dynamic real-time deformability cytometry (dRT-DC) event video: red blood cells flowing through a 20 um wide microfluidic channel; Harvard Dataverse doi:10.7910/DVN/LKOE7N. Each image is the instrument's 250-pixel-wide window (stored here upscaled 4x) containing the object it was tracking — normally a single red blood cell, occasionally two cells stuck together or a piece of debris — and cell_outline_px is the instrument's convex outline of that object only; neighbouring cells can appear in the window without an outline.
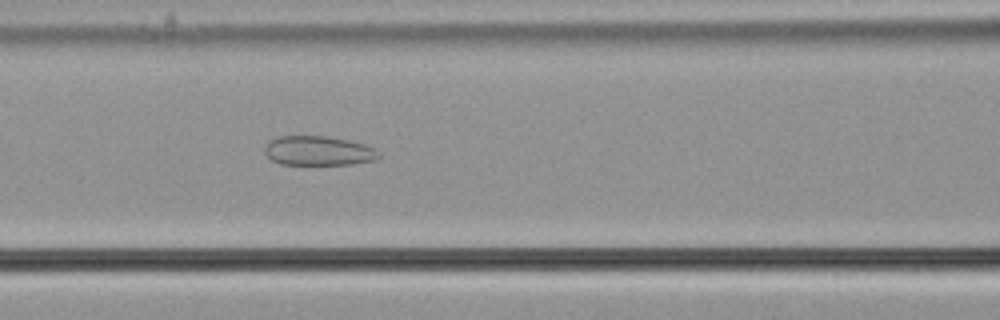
{"species": "common noctule bat (a hibernating species)", "species_latin": "Nyctalus noctula", "temperature_condition": "cold", "stored_images_in_passage": 56, "camera_frame_rate_fps": 3000, "um_per_image_px": 0.085, "animal": {"sex": "male", "body_mass_g": 21.5, "forearm_length_mm": 52.0}, "frame": {"image": 1, "passage_image": 24, "time_ms": 7.667, "image_size_px": [1000, 320], "cell_outline_px": [[380, 156], [376, 160], [352, 164], [280, 164], [272, 160], [264, 152], [264, 144], [280, 136], [324, 136], [348, 140], [364, 144], [376, 148], [380, 152]], "centroid_in_image_um": [27.08, 12.82], "position_along_channel_um": 139.5, "area_um2": 19.59}}
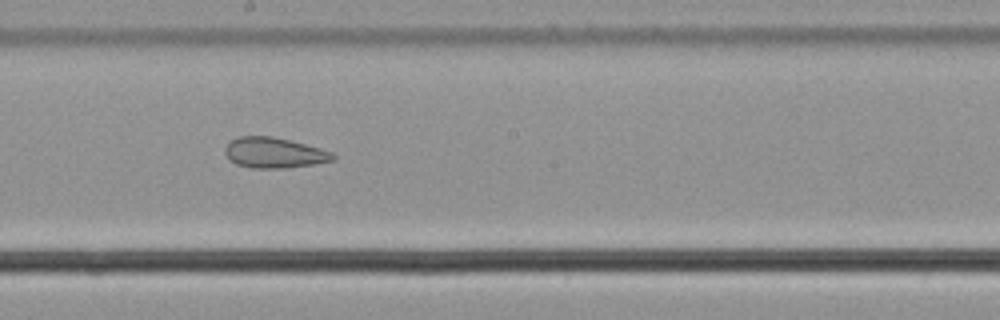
{"frame": {"image": 2, "passage_image": 31, "time_ms": 10.0, "image_size_px": [1000, 320], "cell_outline_px": [[336, 160], [288, 168], [252, 168], [236, 164], [224, 152], [224, 148], [232, 140], [240, 136], [272, 136], [320, 148], [332, 152], [336, 156]], "centroid_in_image_um": [23.32, 12.99], "position_along_channel_um": 224.9, "area_um2": 19.02}}
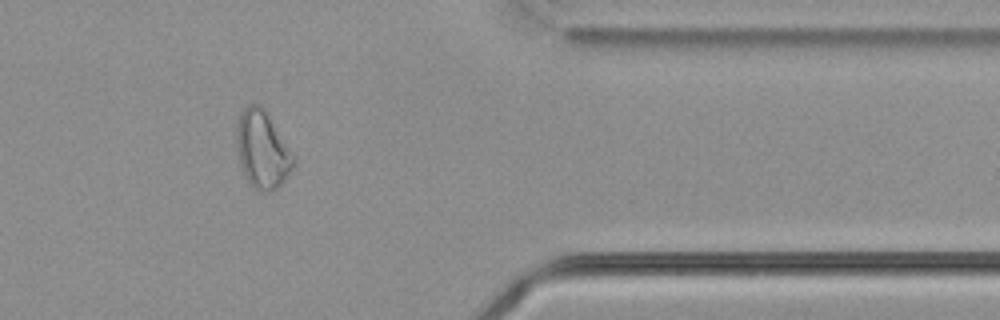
{"frame": {"image": 3, "passage_image": 46, "time_ms": 15.0, "image_size_px": [1000, 320], "cell_outline_px": [[296, 164], [288, 176], [272, 192], [264, 192], [256, 188], [248, 180], [240, 164], [236, 148], [236, 124], [240, 112], [248, 104], [260, 104], [296, 156]], "centroid_in_image_um": [22.31, 12.71], "position_along_channel_um": 389.1, "area_um2": 25.78}, "authors_computed_cell_mechanics": {"area_um2": 25.7788, "velocity_mm_per_s": 3.662, "shape_relaxation_time_tau1_ms": null, "shape_relaxation_time_tau2_ms": 3.1096, "deformation_change_tau1": null, "deformation_change_tau2": 0.1125}}